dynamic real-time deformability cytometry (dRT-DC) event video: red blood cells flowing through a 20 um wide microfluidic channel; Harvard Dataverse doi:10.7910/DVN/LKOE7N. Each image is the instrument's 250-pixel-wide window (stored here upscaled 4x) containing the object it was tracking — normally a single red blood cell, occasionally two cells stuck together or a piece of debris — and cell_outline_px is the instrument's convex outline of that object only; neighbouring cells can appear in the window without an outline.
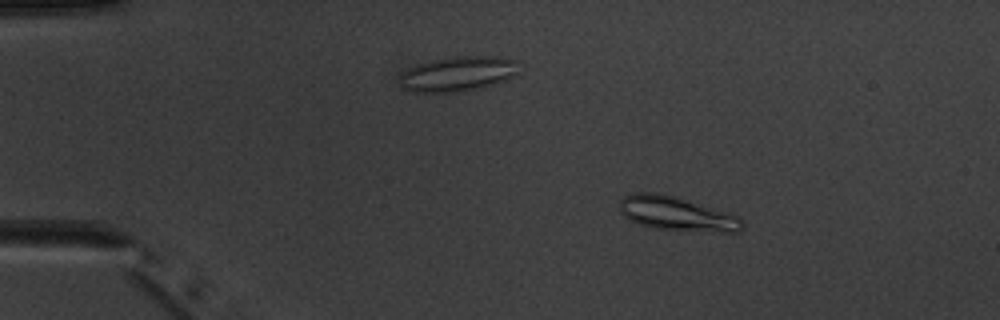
{"species": "common noctule bat (a hibernating species)", "species_latin": "Nyctalus noctula", "temperature_condition": "warm", "stored_images_in_passage": 3, "camera_frame_rate_fps": 3000, "um_per_image_px": 0.085, "animal": {"sex": "male", "body_mass_g": 20.1, "forearm_length_mm": 53.5}, "frame": {"image": 1, "passage_image": 2, "time_ms": 2.0, "image_size_px": [1000, 320], "cell_outline_px": [[744, 228], [740, 232], [724, 232], [656, 228], [640, 224], [628, 220], [620, 212], [620, 200], [624, 196], [632, 192], [656, 192], [672, 196], [712, 208], [736, 216], [744, 220]], "centroid_in_image_um": [57.49, 18.16], "position_along_channel_um": 27.5, "area_um2": 23.93}}